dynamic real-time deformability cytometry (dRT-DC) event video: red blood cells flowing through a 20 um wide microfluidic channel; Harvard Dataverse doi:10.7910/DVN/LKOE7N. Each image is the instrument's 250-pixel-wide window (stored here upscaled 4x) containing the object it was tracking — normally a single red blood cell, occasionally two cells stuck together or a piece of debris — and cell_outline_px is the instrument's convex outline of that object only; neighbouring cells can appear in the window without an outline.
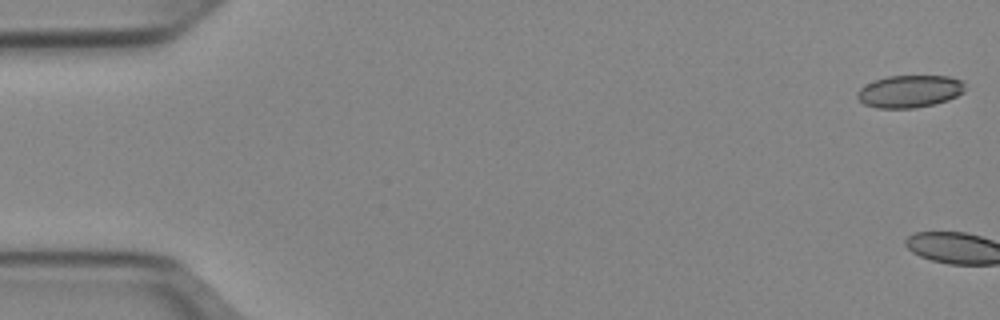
{"species": "Egyptian fruit bat (a non-hibernating species)", "species_latin": "Rousettus aegyptiacus", "temperature_condition": "cold", "stored_images_in_passage": 3, "camera_frame_rate_fps": 3000, "um_per_image_px": 0.085, "animal": {"sex": "female"}, "frame": {"image": 1, "passage_image": 1, "time_ms": 0.0, "image_size_px": [1000, 320], "cell_outline_px": [[964, 92], [948, 100], [936, 104], [916, 108], [876, 108], [864, 104], [856, 96], [856, 92], [860, 88], [876, 80], [888, 76], [948, 76], [964, 80]], "centroid_in_image_um": [77.34, 7.77], "position_along_channel_um": 7.7, "area_um2": 20.4}}